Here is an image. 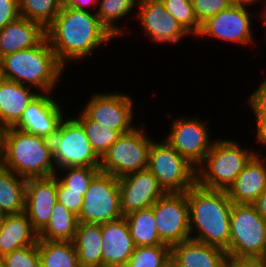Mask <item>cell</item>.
<instances>
[{
	"label": "cell",
	"instance_id": "cell-33",
	"mask_svg": "<svg viewBox=\"0 0 266 267\" xmlns=\"http://www.w3.org/2000/svg\"><path fill=\"white\" fill-rule=\"evenodd\" d=\"M170 257L171 247L168 245L135 247L124 267H163Z\"/></svg>",
	"mask_w": 266,
	"mask_h": 267
},
{
	"label": "cell",
	"instance_id": "cell-23",
	"mask_svg": "<svg viewBox=\"0 0 266 267\" xmlns=\"http://www.w3.org/2000/svg\"><path fill=\"white\" fill-rule=\"evenodd\" d=\"M31 87L4 79L0 83V123L14 127L21 119L28 104L39 93Z\"/></svg>",
	"mask_w": 266,
	"mask_h": 267
},
{
	"label": "cell",
	"instance_id": "cell-19",
	"mask_svg": "<svg viewBox=\"0 0 266 267\" xmlns=\"http://www.w3.org/2000/svg\"><path fill=\"white\" fill-rule=\"evenodd\" d=\"M102 267H124L135 249L125 217L102 224Z\"/></svg>",
	"mask_w": 266,
	"mask_h": 267
},
{
	"label": "cell",
	"instance_id": "cell-15",
	"mask_svg": "<svg viewBox=\"0 0 266 267\" xmlns=\"http://www.w3.org/2000/svg\"><path fill=\"white\" fill-rule=\"evenodd\" d=\"M136 18L146 37L156 44H177L190 35L177 20L167 12L161 0H140Z\"/></svg>",
	"mask_w": 266,
	"mask_h": 267
},
{
	"label": "cell",
	"instance_id": "cell-38",
	"mask_svg": "<svg viewBox=\"0 0 266 267\" xmlns=\"http://www.w3.org/2000/svg\"><path fill=\"white\" fill-rule=\"evenodd\" d=\"M85 192L68 191V188L57 178V201L68 210L79 215Z\"/></svg>",
	"mask_w": 266,
	"mask_h": 267
},
{
	"label": "cell",
	"instance_id": "cell-2",
	"mask_svg": "<svg viewBox=\"0 0 266 267\" xmlns=\"http://www.w3.org/2000/svg\"><path fill=\"white\" fill-rule=\"evenodd\" d=\"M187 200L190 238L221 248L228 254L233 202L227 191L207 189L196 183L187 191Z\"/></svg>",
	"mask_w": 266,
	"mask_h": 267
},
{
	"label": "cell",
	"instance_id": "cell-21",
	"mask_svg": "<svg viewBox=\"0 0 266 267\" xmlns=\"http://www.w3.org/2000/svg\"><path fill=\"white\" fill-rule=\"evenodd\" d=\"M45 37L46 29L40 23L19 17L0 29V59L36 47Z\"/></svg>",
	"mask_w": 266,
	"mask_h": 267
},
{
	"label": "cell",
	"instance_id": "cell-49",
	"mask_svg": "<svg viewBox=\"0 0 266 267\" xmlns=\"http://www.w3.org/2000/svg\"><path fill=\"white\" fill-rule=\"evenodd\" d=\"M257 263H258L261 267H266V258L257 260Z\"/></svg>",
	"mask_w": 266,
	"mask_h": 267
},
{
	"label": "cell",
	"instance_id": "cell-51",
	"mask_svg": "<svg viewBox=\"0 0 266 267\" xmlns=\"http://www.w3.org/2000/svg\"><path fill=\"white\" fill-rule=\"evenodd\" d=\"M4 217H5V215L0 212V229H1V225H2Z\"/></svg>",
	"mask_w": 266,
	"mask_h": 267
},
{
	"label": "cell",
	"instance_id": "cell-44",
	"mask_svg": "<svg viewBox=\"0 0 266 267\" xmlns=\"http://www.w3.org/2000/svg\"><path fill=\"white\" fill-rule=\"evenodd\" d=\"M255 127L257 129L256 139L258 143H262L263 146H266V123H256Z\"/></svg>",
	"mask_w": 266,
	"mask_h": 267
},
{
	"label": "cell",
	"instance_id": "cell-25",
	"mask_svg": "<svg viewBox=\"0 0 266 267\" xmlns=\"http://www.w3.org/2000/svg\"><path fill=\"white\" fill-rule=\"evenodd\" d=\"M102 224L79 222L73 240L80 267H102Z\"/></svg>",
	"mask_w": 266,
	"mask_h": 267
},
{
	"label": "cell",
	"instance_id": "cell-13",
	"mask_svg": "<svg viewBox=\"0 0 266 267\" xmlns=\"http://www.w3.org/2000/svg\"><path fill=\"white\" fill-rule=\"evenodd\" d=\"M209 120L186 118L173 119L165 140L189 163L197 168L204 160L214 143L207 127Z\"/></svg>",
	"mask_w": 266,
	"mask_h": 267
},
{
	"label": "cell",
	"instance_id": "cell-10",
	"mask_svg": "<svg viewBox=\"0 0 266 267\" xmlns=\"http://www.w3.org/2000/svg\"><path fill=\"white\" fill-rule=\"evenodd\" d=\"M83 198L79 222L103 224L123 217L118 177L100 171L90 182Z\"/></svg>",
	"mask_w": 266,
	"mask_h": 267
},
{
	"label": "cell",
	"instance_id": "cell-36",
	"mask_svg": "<svg viewBox=\"0 0 266 267\" xmlns=\"http://www.w3.org/2000/svg\"><path fill=\"white\" fill-rule=\"evenodd\" d=\"M1 258L4 267H40L38 243L14 250Z\"/></svg>",
	"mask_w": 266,
	"mask_h": 267
},
{
	"label": "cell",
	"instance_id": "cell-9",
	"mask_svg": "<svg viewBox=\"0 0 266 267\" xmlns=\"http://www.w3.org/2000/svg\"><path fill=\"white\" fill-rule=\"evenodd\" d=\"M56 170L63 167L100 168L101 159L94 152L82 124L75 118L61 120L52 139Z\"/></svg>",
	"mask_w": 266,
	"mask_h": 267
},
{
	"label": "cell",
	"instance_id": "cell-50",
	"mask_svg": "<svg viewBox=\"0 0 266 267\" xmlns=\"http://www.w3.org/2000/svg\"><path fill=\"white\" fill-rule=\"evenodd\" d=\"M4 80V77H3V72H2V67H1V64H0V83Z\"/></svg>",
	"mask_w": 266,
	"mask_h": 267
},
{
	"label": "cell",
	"instance_id": "cell-17",
	"mask_svg": "<svg viewBox=\"0 0 266 267\" xmlns=\"http://www.w3.org/2000/svg\"><path fill=\"white\" fill-rule=\"evenodd\" d=\"M51 93H38L14 128L52 140L61 120L66 116L62 105L50 95Z\"/></svg>",
	"mask_w": 266,
	"mask_h": 267
},
{
	"label": "cell",
	"instance_id": "cell-42",
	"mask_svg": "<svg viewBox=\"0 0 266 267\" xmlns=\"http://www.w3.org/2000/svg\"><path fill=\"white\" fill-rule=\"evenodd\" d=\"M98 2H99V0H67L63 5L67 8L92 11L91 9L93 7H91V6H93V5L97 6Z\"/></svg>",
	"mask_w": 266,
	"mask_h": 267
},
{
	"label": "cell",
	"instance_id": "cell-28",
	"mask_svg": "<svg viewBox=\"0 0 266 267\" xmlns=\"http://www.w3.org/2000/svg\"><path fill=\"white\" fill-rule=\"evenodd\" d=\"M124 217L136 247L166 245L158 236L152 207L138 210Z\"/></svg>",
	"mask_w": 266,
	"mask_h": 267
},
{
	"label": "cell",
	"instance_id": "cell-12",
	"mask_svg": "<svg viewBox=\"0 0 266 267\" xmlns=\"http://www.w3.org/2000/svg\"><path fill=\"white\" fill-rule=\"evenodd\" d=\"M248 5L234 3L230 8L208 18L201 24V30L196 38H216L243 46L254 44L251 18L256 15L249 13Z\"/></svg>",
	"mask_w": 266,
	"mask_h": 267
},
{
	"label": "cell",
	"instance_id": "cell-30",
	"mask_svg": "<svg viewBox=\"0 0 266 267\" xmlns=\"http://www.w3.org/2000/svg\"><path fill=\"white\" fill-rule=\"evenodd\" d=\"M139 2L140 0H99L98 7H94V11L101 24L117 40L118 37H123L124 32H126L117 23V20L127 17L132 12L131 10L138 6Z\"/></svg>",
	"mask_w": 266,
	"mask_h": 267
},
{
	"label": "cell",
	"instance_id": "cell-27",
	"mask_svg": "<svg viewBox=\"0 0 266 267\" xmlns=\"http://www.w3.org/2000/svg\"><path fill=\"white\" fill-rule=\"evenodd\" d=\"M78 223V216L57 201L49 222L38 233V240L73 242Z\"/></svg>",
	"mask_w": 266,
	"mask_h": 267
},
{
	"label": "cell",
	"instance_id": "cell-8",
	"mask_svg": "<svg viewBox=\"0 0 266 267\" xmlns=\"http://www.w3.org/2000/svg\"><path fill=\"white\" fill-rule=\"evenodd\" d=\"M148 169L165 193L187 192L196 184V168L165 139H153L149 150Z\"/></svg>",
	"mask_w": 266,
	"mask_h": 267
},
{
	"label": "cell",
	"instance_id": "cell-39",
	"mask_svg": "<svg viewBox=\"0 0 266 267\" xmlns=\"http://www.w3.org/2000/svg\"><path fill=\"white\" fill-rule=\"evenodd\" d=\"M248 97V103L255 112L256 123H266V79Z\"/></svg>",
	"mask_w": 266,
	"mask_h": 267
},
{
	"label": "cell",
	"instance_id": "cell-18",
	"mask_svg": "<svg viewBox=\"0 0 266 267\" xmlns=\"http://www.w3.org/2000/svg\"><path fill=\"white\" fill-rule=\"evenodd\" d=\"M57 202V177L29 178L25 190V210L32 228L39 233L49 222Z\"/></svg>",
	"mask_w": 266,
	"mask_h": 267
},
{
	"label": "cell",
	"instance_id": "cell-26",
	"mask_svg": "<svg viewBox=\"0 0 266 267\" xmlns=\"http://www.w3.org/2000/svg\"><path fill=\"white\" fill-rule=\"evenodd\" d=\"M27 179L0 165V212L20 214L25 210Z\"/></svg>",
	"mask_w": 266,
	"mask_h": 267
},
{
	"label": "cell",
	"instance_id": "cell-54",
	"mask_svg": "<svg viewBox=\"0 0 266 267\" xmlns=\"http://www.w3.org/2000/svg\"><path fill=\"white\" fill-rule=\"evenodd\" d=\"M254 267H261L258 263Z\"/></svg>",
	"mask_w": 266,
	"mask_h": 267
},
{
	"label": "cell",
	"instance_id": "cell-4",
	"mask_svg": "<svg viewBox=\"0 0 266 267\" xmlns=\"http://www.w3.org/2000/svg\"><path fill=\"white\" fill-rule=\"evenodd\" d=\"M0 165L29 179L56 173L52 140L21 131L5 129Z\"/></svg>",
	"mask_w": 266,
	"mask_h": 267
},
{
	"label": "cell",
	"instance_id": "cell-52",
	"mask_svg": "<svg viewBox=\"0 0 266 267\" xmlns=\"http://www.w3.org/2000/svg\"><path fill=\"white\" fill-rule=\"evenodd\" d=\"M0 267H4V263H3L2 258H0Z\"/></svg>",
	"mask_w": 266,
	"mask_h": 267
},
{
	"label": "cell",
	"instance_id": "cell-47",
	"mask_svg": "<svg viewBox=\"0 0 266 267\" xmlns=\"http://www.w3.org/2000/svg\"><path fill=\"white\" fill-rule=\"evenodd\" d=\"M5 129L6 128L0 123V155H1L2 147H3V139H4Z\"/></svg>",
	"mask_w": 266,
	"mask_h": 267
},
{
	"label": "cell",
	"instance_id": "cell-35",
	"mask_svg": "<svg viewBox=\"0 0 266 267\" xmlns=\"http://www.w3.org/2000/svg\"><path fill=\"white\" fill-rule=\"evenodd\" d=\"M99 172L100 168L95 167H63L56 170L55 175L68 191L86 192L90 182Z\"/></svg>",
	"mask_w": 266,
	"mask_h": 267
},
{
	"label": "cell",
	"instance_id": "cell-29",
	"mask_svg": "<svg viewBox=\"0 0 266 267\" xmlns=\"http://www.w3.org/2000/svg\"><path fill=\"white\" fill-rule=\"evenodd\" d=\"M40 267H80L73 242L37 240Z\"/></svg>",
	"mask_w": 266,
	"mask_h": 267
},
{
	"label": "cell",
	"instance_id": "cell-6",
	"mask_svg": "<svg viewBox=\"0 0 266 267\" xmlns=\"http://www.w3.org/2000/svg\"><path fill=\"white\" fill-rule=\"evenodd\" d=\"M266 252V220L253 204L233 203L230 214L228 255L260 260Z\"/></svg>",
	"mask_w": 266,
	"mask_h": 267
},
{
	"label": "cell",
	"instance_id": "cell-3",
	"mask_svg": "<svg viewBox=\"0 0 266 267\" xmlns=\"http://www.w3.org/2000/svg\"><path fill=\"white\" fill-rule=\"evenodd\" d=\"M0 64L4 79L33 87L39 93L54 92L65 69L46 37L36 47L2 57Z\"/></svg>",
	"mask_w": 266,
	"mask_h": 267
},
{
	"label": "cell",
	"instance_id": "cell-53",
	"mask_svg": "<svg viewBox=\"0 0 266 267\" xmlns=\"http://www.w3.org/2000/svg\"><path fill=\"white\" fill-rule=\"evenodd\" d=\"M62 4H64L67 0H60Z\"/></svg>",
	"mask_w": 266,
	"mask_h": 267
},
{
	"label": "cell",
	"instance_id": "cell-5",
	"mask_svg": "<svg viewBox=\"0 0 266 267\" xmlns=\"http://www.w3.org/2000/svg\"><path fill=\"white\" fill-rule=\"evenodd\" d=\"M254 154V149L243 148L235 140L215 139L196 168V183L207 189L227 191Z\"/></svg>",
	"mask_w": 266,
	"mask_h": 267
},
{
	"label": "cell",
	"instance_id": "cell-45",
	"mask_svg": "<svg viewBox=\"0 0 266 267\" xmlns=\"http://www.w3.org/2000/svg\"><path fill=\"white\" fill-rule=\"evenodd\" d=\"M163 267H180V265L176 262V260L172 257H170L165 264L163 265Z\"/></svg>",
	"mask_w": 266,
	"mask_h": 267
},
{
	"label": "cell",
	"instance_id": "cell-46",
	"mask_svg": "<svg viewBox=\"0 0 266 267\" xmlns=\"http://www.w3.org/2000/svg\"><path fill=\"white\" fill-rule=\"evenodd\" d=\"M262 4H264L263 7L265 10H263V13L261 11L258 17L261 19V22L264 23V25H266V0ZM264 35L266 36V33Z\"/></svg>",
	"mask_w": 266,
	"mask_h": 267
},
{
	"label": "cell",
	"instance_id": "cell-34",
	"mask_svg": "<svg viewBox=\"0 0 266 267\" xmlns=\"http://www.w3.org/2000/svg\"><path fill=\"white\" fill-rule=\"evenodd\" d=\"M161 2L191 37L199 34L201 24L195 16L192 0H161Z\"/></svg>",
	"mask_w": 266,
	"mask_h": 267
},
{
	"label": "cell",
	"instance_id": "cell-20",
	"mask_svg": "<svg viewBox=\"0 0 266 267\" xmlns=\"http://www.w3.org/2000/svg\"><path fill=\"white\" fill-rule=\"evenodd\" d=\"M260 152L256 151L227 190L229 199L233 203L253 204L266 188V158L264 156L262 158L263 153Z\"/></svg>",
	"mask_w": 266,
	"mask_h": 267
},
{
	"label": "cell",
	"instance_id": "cell-37",
	"mask_svg": "<svg viewBox=\"0 0 266 267\" xmlns=\"http://www.w3.org/2000/svg\"><path fill=\"white\" fill-rule=\"evenodd\" d=\"M234 0H192L195 16L200 24L215 14L230 8Z\"/></svg>",
	"mask_w": 266,
	"mask_h": 267
},
{
	"label": "cell",
	"instance_id": "cell-11",
	"mask_svg": "<svg viewBox=\"0 0 266 267\" xmlns=\"http://www.w3.org/2000/svg\"><path fill=\"white\" fill-rule=\"evenodd\" d=\"M160 240L172 247L190 239L187 192L164 193L152 206Z\"/></svg>",
	"mask_w": 266,
	"mask_h": 267
},
{
	"label": "cell",
	"instance_id": "cell-48",
	"mask_svg": "<svg viewBox=\"0 0 266 267\" xmlns=\"http://www.w3.org/2000/svg\"><path fill=\"white\" fill-rule=\"evenodd\" d=\"M262 3L265 1V0H234L235 3H245V4H250L252 5L253 3L255 4L256 2H261Z\"/></svg>",
	"mask_w": 266,
	"mask_h": 267
},
{
	"label": "cell",
	"instance_id": "cell-14",
	"mask_svg": "<svg viewBox=\"0 0 266 267\" xmlns=\"http://www.w3.org/2000/svg\"><path fill=\"white\" fill-rule=\"evenodd\" d=\"M134 100L124 93H95L82 110L97 123L122 134L131 132L134 121Z\"/></svg>",
	"mask_w": 266,
	"mask_h": 267
},
{
	"label": "cell",
	"instance_id": "cell-16",
	"mask_svg": "<svg viewBox=\"0 0 266 267\" xmlns=\"http://www.w3.org/2000/svg\"><path fill=\"white\" fill-rule=\"evenodd\" d=\"M118 181L123 217L150 208L165 193L148 168L118 178Z\"/></svg>",
	"mask_w": 266,
	"mask_h": 267
},
{
	"label": "cell",
	"instance_id": "cell-7",
	"mask_svg": "<svg viewBox=\"0 0 266 267\" xmlns=\"http://www.w3.org/2000/svg\"><path fill=\"white\" fill-rule=\"evenodd\" d=\"M144 123L123 134L102 157L100 171L121 178L148 168L149 150L153 139Z\"/></svg>",
	"mask_w": 266,
	"mask_h": 267
},
{
	"label": "cell",
	"instance_id": "cell-24",
	"mask_svg": "<svg viewBox=\"0 0 266 267\" xmlns=\"http://www.w3.org/2000/svg\"><path fill=\"white\" fill-rule=\"evenodd\" d=\"M38 233L23 212L5 215L0 229V258L14 250L37 243Z\"/></svg>",
	"mask_w": 266,
	"mask_h": 267
},
{
	"label": "cell",
	"instance_id": "cell-1",
	"mask_svg": "<svg viewBox=\"0 0 266 267\" xmlns=\"http://www.w3.org/2000/svg\"><path fill=\"white\" fill-rule=\"evenodd\" d=\"M46 38L57 60L64 67L71 62L89 58L99 46L114 39L94 10H77L64 5L46 28Z\"/></svg>",
	"mask_w": 266,
	"mask_h": 267
},
{
	"label": "cell",
	"instance_id": "cell-41",
	"mask_svg": "<svg viewBox=\"0 0 266 267\" xmlns=\"http://www.w3.org/2000/svg\"><path fill=\"white\" fill-rule=\"evenodd\" d=\"M256 264L257 260L255 259L236 258L228 255L223 267H254Z\"/></svg>",
	"mask_w": 266,
	"mask_h": 267
},
{
	"label": "cell",
	"instance_id": "cell-22",
	"mask_svg": "<svg viewBox=\"0 0 266 267\" xmlns=\"http://www.w3.org/2000/svg\"><path fill=\"white\" fill-rule=\"evenodd\" d=\"M227 256L225 250L191 238L171 247V257L180 267H223Z\"/></svg>",
	"mask_w": 266,
	"mask_h": 267
},
{
	"label": "cell",
	"instance_id": "cell-32",
	"mask_svg": "<svg viewBox=\"0 0 266 267\" xmlns=\"http://www.w3.org/2000/svg\"><path fill=\"white\" fill-rule=\"evenodd\" d=\"M20 17L40 23L45 29L59 14L60 0H18Z\"/></svg>",
	"mask_w": 266,
	"mask_h": 267
},
{
	"label": "cell",
	"instance_id": "cell-43",
	"mask_svg": "<svg viewBox=\"0 0 266 267\" xmlns=\"http://www.w3.org/2000/svg\"><path fill=\"white\" fill-rule=\"evenodd\" d=\"M256 211L266 220V188L253 203Z\"/></svg>",
	"mask_w": 266,
	"mask_h": 267
},
{
	"label": "cell",
	"instance_id": "cell-40",
	"mask_svg": "<svg viewBox=\"0 0 266 267\" xmlns=\"http://www.w3.org/2000/svg\"><path fill=\"white\" fill-rule=\"evenodd\" d=\"M20 17L18 0H0V29Z\"/></svg>",
	"mask_w": 266,
	"mask_h": 267
},
{
	"label": "cell",
	"instance_id": "cell-31",
	"mask_svg": "<svg viewBox=\"0 0 266 267\" xmlns=\"http://www.w3.org/2000/svg\"><path fill=\"white\" fill-rule=\"evenodd\" d=\"M74 116L83 126L88 140L96 153L102 159L109 148L123 135L120 131L109 129L93 121L83 110Z\"/></svg>",
	"mask_w": 266,
	"mask_h": 267
}]
</instances>
